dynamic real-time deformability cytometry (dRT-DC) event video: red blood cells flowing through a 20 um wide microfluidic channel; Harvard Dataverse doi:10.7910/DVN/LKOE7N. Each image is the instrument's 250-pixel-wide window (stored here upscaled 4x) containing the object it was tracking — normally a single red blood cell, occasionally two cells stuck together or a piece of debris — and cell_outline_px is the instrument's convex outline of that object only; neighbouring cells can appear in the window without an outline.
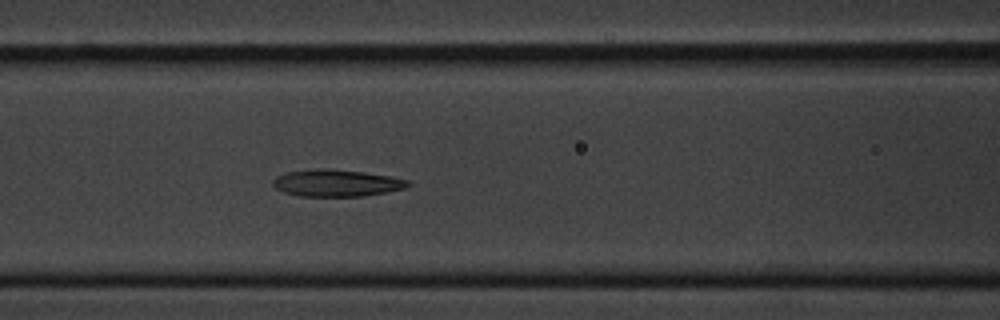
{"species": "common noctule bat (a hibernating species)", "species_latin": "Nyctalus noctula", "temperature_condition": "cold", "stored_images_in_passage": 5, "camera_frame_rate_fps": 3000, "um_per_image_px": 0.085, "animal": {"sex": "male", "body_mass_g": 20.1, "forearm_length_mm": 53.5}, "frame": {"image": 1, "passage_image": 5, "time_ms": 4.667, "image_size_px": [1000, 320], "cell_outline_px": [[412, 184], [408, 188], [388, 192], [364, 196], [300, 196], [284, 192], [276, 188], [272, 184], [272, 180], [276, 176], [284, 172], [316, 168], [328, 168], [364, 172], [388, 176], [408, 180]], "centroid_in_image_um": [28.61, 15.55], "position_along_channel_um": 138.0, "area_um2": 21.44}}